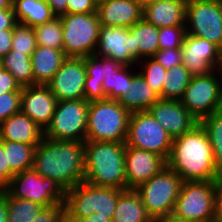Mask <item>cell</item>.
Returning <instances> with one entry per match:
<instances>
[{
  "label": "cell",
  "instance_id": "26",
  "mask_svg": "<svg viewBox=\"0 0 222 222\" xmlns=\"http://www.w3.org/2000/svg\"><path fill=\"white\" fill-rule=\"evenodd\" d=\"M160 96L148 85L142 75L137 72L130 82V89L119 99L120 104L130 113L146 111Z\"/></svg>",
  "mask_w": 222,
  "mask_h": 222
},
{
  "label": "cell",
  "instance_id": "2",
  "mask_svg": "<svg viewBox=\"0 0 222 222\" xmlns=\"http://www.w3.org/2000/svg\"><path fill=\"white\" fill-rule=\"evenodd\" d=\"M84 142L43 137L34 153L33 169L66 191L84 181Z\"/></svg>",
  "mask_w": 222,
  "mask_h": 222
},
{
  "label": "cell",
  "instance_id": "1",
  "mask_svg": "<svg viewBox=\"0 0 222 222\" xmlns=\"http://www.w3.org/2000/svg\"><path fill=\"white\" fill-rule=\"evenodd\" d=\"M167 167L183 180L222 181L206 130L199 123L191 131L173 139Z\"/></svg>",
  "mask_w": 222,
  "mask_h": 222
},
{
  "label": "cell",
  "instance_id": "19",
  "mask_svg": "<svg viewBox=\"0 0 222 222\" xmlns=\"http://www.w3.org/2000/svg\"><path fill=\"white\" fill-rule=\"evenodd\" d=\"M58 100L46 85L22 87L20 111L43 131L49 126Z\"/></svg>",
  "mask_w": 222,
  "mask_h": 222
},
{
  "label": "cell",
  "instance_id": "54",
  "mask_svg": "<svg viewBox=\"0 0 222 222\" xmlns=\"http://www.w3.org/2000/svg\"><path fill=\"white\" fill-rule=\"evenodd\" d=\"M138 1L141 3V5L143 7L145 5H150L152 3H156V2L161 1V0H138Z\"/></svg>",
  "mask_w": 222,
  "mask_h": 222
},
{
  "label": "cell",
  "instance_id": "44",
  "mask_svg": "<svg viewBox=\"0 0 222 222\" xmlns=\"http://www.w3.org/2000/svg\"><path fill=\"white\" fill-rule=\"evenodd\" d=\"M13 29L0 30V59L12 50Z\"/></svg>",
  "mask_w": 222,
  "mask_h": 222
},
{
  "label": "cell",
  "instance_id": "30",
  "mask_svg": "<svg viewBox=\"0 0 222 222\" xmlns=\"http://www.w3.org/2000/svg\"><path fill=\"white\" fill-rule=\"evenodd\" d=\"M0 67L9 71L21 87L35 85L31 56L11 50L0 59Z\"/></svg>",
  "mask_w": 222,
  "mask_h": 222
},
{
  "label": "cell",
  "instance_id": "27",
  "mask_svg": "<svg viewBox=\"0 0 222 222\" xmlns=\"http://www.w3.org/2000/svg\"><path fill=\"white\" fill-rule=\"evenodd\" d=\"M112 222H154L135 189H125L118 197Z\"/></svg>",
  "mask_w": 222,
  "mask_h": 222
},
{
  "label": "cell",
  "instance_id": "12",
  "mask_svg": "<svg viewBox=\"0 0 222 222\" xmlns=\"http://www.w3.org/2000/svg\"><path fill=\"white\" fill-rule=\"evenodd\" d=\"M7 192L15 198L31 200L44 207L65 202L66 190L55 180L45 178L34 169L15 174Z\"/></svg>",
  "mask_w": 222,
  "mask_h": 222
},
{
  "label": "cell",
  "instance_id": "14",
  "mask_svg": "<svg viewBox=\"0 0 222 222\" xmlns=\"http://www.w3.org/2000/svg\"><path fill=\"white\" fill-rule=\"evenodd\" d=\"M86 76L85 58L67 57L46 86L58 101L81 100Z\"/></svg>",
  "mask_w": 222,
  "mask_h": 222
},
{
  "label": "cell",
  "instance_id": "36",
  "mask_svg": "<svg viewBox=\"0 0 222 222\" xmlns=\"http://www.w3.org/2000/svg\"><path fill=\"white\" fill-rule=\"evenodd\" d=\"M137 63L141 66L138 72L162 99L163 80L167 70L152 57H146Z\"/></svg>",
  "mask_w": 222,
  "mask_h": 222
},
{
  "label": "cell",
  "instance_id": "15",
  "mask_svg": "<svg viewBox=\"0 0 222 222\" xmlns=\"http://www.w3.org/2000/svg\"><path fill=\"white\" fill-rule=\"evenodd\" d=\"M181 49L182 64L192 77L222 68L219 47L213 42L186 34Z\"/></svg>",
  "mask_w": 222,
  "mask_h": 222
},
{
  "label": "cell",
  "instance_id": "11",
  "mask_svg": "<svg viewBox=\"0 0 222 222\" xmlns=\"http://www.w3.org/2000/svg\"><path fill=\"white\" fill-rule=\"evenodd\" d=\"M89 102L61 100L57 102L51 123L44 137L52 140L86 141Z\"/></svg>",
  "mask_w": 222,
  "mask_h": 222
},
{
  "label": "cell",
  "instance_id": "45",
  "mask_svg": "<svg viewBox=\"0 0 222 222\" xmlns=\"http://www.w3.org/2000/svg\"><path fill=\"white\" fill-rule=\"evenodd\" d=\"M17 24L13 8L0 10V30L14 29Z\"/></svg>",
  "mask_w": 222,
  "mask_h": 222
},
{
  "label": "cell",
  "instance_id": "46",
  "mask_svg": "<svg viewBox=\"0 0 222 222\" xmlns=\"http://www.w3.org/2000/svg\"><path fill=\"white\" fill-rule=\"evenodd\" d=\"M0 175L8 183L13 177L14 173L10 170L9 165H6V152L3 151V144L0 141Z\"/></svg>",
  "mask_w": 222,
  "mask_h": 222
},
{
  "label": "cell",
  "instance_id": "51",
  "mask_svg": "<svg viewBox=\"0 0 222 222\" xmlns=\"http://www.w3.org/2000/svg\"><path fill=\"white\" fill-rule=\"evenodd\" d=\"M156 222H196V221L181 218V217H178L172 213L166 217H163V218L157 220Z\"/></svg>",
  "mask_w": 222,
  "mask_h": 222
},
{
  "label": "cell",
  "instance_id": "37",
  "mask_svg": "<svg viewBox=\"0 0 222 222\" xmlns=\"http://www.w3.org/2000/svg\"><path fill=\"white\" fill-rule=\"evenodd\" d=\"M36 48L37 42L33 27L17 23L13 29L12 50L31 56Z\"/></svg>",
  "mask_w": 222,
  "mask_h": 222
},
{
  "label": "cell",
  "instance_id": "55",
  "mask_svg": "<svg viewBox=\"0 0 222 222\" xmlns=\"http://www.w3.org/2000/svg\"><path fill=\"white\" fill-rule=\"evenodd\" d=\"M219 53H220V57H221V59H222V43H221V45H220V47H219Z\"/></svg>",
  "mask_w": 222,
  "mask_h": 222
},
{
  "label": "cell",
  "instance_id": "31",
  "mask_svg": "<svg viewBox=\"0 0 222 222\" xmlns=\"http://www.w3.org/2000/svg\"><path fill=\"white\" fill-rule=\"evenodd\" d=\"M191 78L192 76L183 64L167 70L165 80H163L162 99L179 100Z\"/></svg>",
  "mask_w": 222,
  "mask_h": 222
},
{
  "label": "cell",
  "instance_id": "13",
  "mask_svg": "<svg viewBox=\"0 0 222 222\" xmlns=\"http://www.w3.org/2000/svg\"><path fill=\"white\" fill-rule=\"evenodd\" d=\"M186 34L204 38L220 47L222 43L221 0H187Z\"/></svg>",
  "mask_w": 222,
  "mask_h": 222
},
{
  "label": "cell",
  "instance_id": "21",
  "mask_svg": "<svg viewBox=\"0 0 222 222\" xmlns=\"http://www.w3.org/2000/svg\"><path fill=\"white\" fill-rule=\"evenodd\" d=\"M123 65L113 59L94 55L85 57L86 79L84 85L87 102L107 99L103 90L104 79H108Z\"/></svg>",
  "mask_w": 222,
  "mask_h": 222
},
{
  "label": "cell",
  "instance_id": "7",
  "mask_svg": "<svg viewBox=\"0 0 222 222\" xmlns=\"http://www.w3.org/2000/svg\"><path fill=\"white\" fill-rule=\"evenodd\" d=\"M60 19L65 56L85 58L94 55L101 28L97 13L64 14Z\"/></svg>",
  "mask_w": 222,
  "mask_h": 222
},
{
  "label": "cell",
  "instance_id": "8",
  "mask_svg": "<svg viewBox=\"0 0 222 222\" xmlns=\"http://www.w3.org/2000/svg\"><path fill=\"white\" fill-rule=\"evenodd\" d=\"M221 182H183L173 214L196 222H213L216 194Z\"/></svg>",
  "mask_w": 222,
  "mask_h": 222
},
{
  "label": "cell",
  "instance_id": "22",
  "mask_svg": "<svg viewBox=\"0 0 222 222\" xmlns=\"http://www.w3.org/2000/svg\"><path fill=\"white\" fill-rule=\"evenodd\" d=\"M44 131L21 111L7 118L0 125V140L20 142L37 147Z\"/></svg>",
  "mask_w": 222,
  "mask_h": 222
},
{
  "label": "cell",
  "instance_id": "20",
  "mask_svg": "<svg viewBox=\"0 0 222 222\" xmlns=\"http://www.w3.org/2000/svg\"><path fill=\"white\" fill-rule=\"evenodd\" d=\"M97 15L101 26L130 28L142 19L143 7L138 0H104Z\"/></svg>",
  "mask_w": 222,
  "mask_h": 222
},
{
  "label": "cell",
  "instance_id": "39",
  "mask_svg": "<svg viewBox=\"0 0 222 222\" xmlns=\"http://www.w3.org/2000/svg\"><path fill=\"white\" fill-rule=\"evenodd\" d=\"M22 91H13L0 95V125L7 118L20 112Z\"/></svg>",
  "mask_w": 222,
  "mask_h": 222
},
{
  "label": "cell",
  "instance_id": "29",
  "mask_svg": "<svg viewBox=\"0 0 222 222\" xmlns=\"http://www.w3.org/2000/svg\"><path fill=\"white\" fill-rule=\"evenodd\" d=\"M0 141L3 144V151L6 152V165H9L14 174L33 169L35 146L14 141Z\"/></svg>",
  "mask_w": 222,
  "mask_h": 222
},
{
  "label": "cell",
  "instance_id": "42",
  "mask_svg": "<svg viewBox=\"0 0 222 222\" xmlns=\"http://www.w3.org/2000/svg\"><path fill=\"white\" fill-rule=\"evenodd\" d=\"M97 13L95 0H68L67 14Z\"/></svg>",
  "mask_w": 222,
  "mask_h": 222
},
{
  "label": "cell",
  "instance_id": "10",
  "mask_svg": "<svg viewBox=\"0 0 222 222\" xmlns=\"http://www.w3.org/2000/svg\"><path fill=\"white\" fill-rule=\"evenodd\" d=\"M172 143L173 138L148 110L130 114L126 146L147 150L167 161Z\"/></svg>",
  "mask_w": 222,
  "mask_h": 222
},
{
  "label": "cell",
  "instance_id": "16",
  "mask_svg": "<svg viewBox=\"0 0 222 222\" xmlns=\"http://www.w3.org/2000/svg\"><path fill=\"white\" fill-rule=\"evenodd\" d=\"M148 111L173 139L191 131L200 123L180 100L159 99Z\"/></svg>",
  "mask_w": 222,
  "mask_h": 222
},
{
  "label": "cell",
  "instance_id": "48",
  "mask_svg": "<svg viewBox=\"0 0 222 222\" xmlns=\"http://www.w3.org/2000/svg\"><path fill=\"white\" fill-rule=\"evenodd\" d=\"M64 222H112L107 216L98 215L97 212L85 218H64Z\"/></svg>",
  "mask_w": 222,
  "mask_h": 222
},
{
  "label": "cell",
  "instance_id": "25",
  "mask_svg": "<svg viewBox=\"0 0 222 222\" xmlns=\"http://www.w3.org/2000/svg\"><path fill=\"white\" fill-rule=\"evenodd\" d=\"M159 28L143 18L132 26V57L138 62L159 50Z\"/></svg>",
  "mask_w": 222,
  "mask_h": 222
},
{
  "label": "cell",
  "instance_id": "6",
  "mask_svg": "<svg viewBox=\"0 0 222 222\" xmlns=\"http://www.w3.org/2000/svg\"><path fill=\"white\" fill-rule=\"evenodd\" d=\"M183 180L167 166L135 188L154 222L173 213Z\"/></svg>",
  "mask_w": 222,
  "mask_h": 222
},
{
  "label": "cell",
  "instance_id": "41",
  "mask_svg": "<svg viewBox=\"0 0 222 222\" xmlns=\"http://www.w3.org/2000/svg\"><path fill=\"white\" fill-rule=\"evenodd\" d=\"M65 205L59 203L44 207L42 211L31 222H64Z\"/></svg>",
  "mask_w": 222,
  "mask_h": 222
},
{
  "label": "cell",
  "instance_id": "18",
  "mask_svg": "<svg viewBox=\"0 0 222 222\" xmlns=\"http://www.w3.org/2000/svg\"><path fill=\"white\" fill-rule=\"evenodd\" d=\"M95 55L113 59L125 66L137 65L132 57V26H101Z\"/></svg>",
  "mask_w": 222,
  "mask_h": 222
},
{
  "label": "cell",
  "instance_id": "33",
  "mask_svg": "<svg viewBox=\"0 0 222 222\" xmlns=\"http://www.w3.org/2000/svg\"><path fill=\"white\" fill-rule=\"evenodd\" d=\"M133 66L123 65L108 79H104L103 90L107 99L119 100L126 95L130 89V82L133 76L138 72ZM135 70V71H131Z\"/></svg>",
  "mask_w": 222,
  "mask_h": 222
},
{
  "label": "cell",
  "instance_id": "4",
  "mask_svg": "<svg viewBox=\"0 0 222 222\" xmlns=\"http://www.w3.org/2000/svg\"><path fill=\"white\" fill-rule=\"evenodd\" d=\"M130 114L119 100L89 102L86 141L125 142Z\"/></svg>",
  "mask_w": 222,
  "mask_h": 222
},
{
  "label": "cell",
  "instance_id": "35",
  "mask_svg": "<svg viewBox=\"0 0 222 222\" xmlns=\"http://www.w3.org/2000/svg\"><path fill=\"white\" fill-rule=\"evenodd\" d=\"M37 46L63 49V28L60 17L33 27Z\"/></svg>",
  "mask_w": 222,
  "mask_h": 222
},
{
  "label": "cell",
  "instance_id": "49",
  "mask_svg": "<svg viewBox=\"0 0 222 222\" xmlns=\"http://www.w3.org/2000/svg\"><path fill=\"white\" fill-rule=\"evenodd\" d=\"M213 222H222V182L219 184L215 200V217Z\"/></svg>",
  "mask_w": 222,
  "mask_h": 222
},
{
  "label": "cell",
  "instance_id": "24",
  "mask_svg": "<svg viewBox=\"0 0 222 222\" xmlns=\"http://www.w3.org/2000/svg\"><path fill=\"white\" fill-rule=\"evenodd\" d=\"M66 58L63 49L37 46L31 55L35 85H47Z\"/></svg>",
  "mask_w": 222,
  "mask_h": 222
},
{
  "label": "cell",
  "instance_id": "38",
  "mask_svg": "<svg viewBox=\"0 0 222 222\" xmlns=\"http://www.w3.org/2000/svg\"><path fill=\"white\" fill-rule=\"evenodd\" d=\"M185 35V26H166L159 28V50L181 48Z\"/></svg>",
  "mask_w": 222,
  "mask_h": 222
},
{
  "label": "cell",
  "instance_id": "3",
  "mask_svg": "<svg viewBox=\"0 0 222 222\" xmlns=\"http://www.w3.org/2000/svg\"><path fill=\"white\" fill-rule=\"evenodd\" d=\"M84 181L125 190V142L85 141Z\"/></svg>",
  "mask_w": 222,
  "mask_h": 222
},
{
  "label": "cell",
  "instance_id": "47",
  "mask_svg": "<svg viewBox=\"0 0 222 222\" xmlns=\"http://www.w3.org/2000/svg\"><path fill=\"white\" fill-rule=\"evenodd\" d=\"M67 1L68 0H45L56 17L67 14Z\"/></svg>",
  "mask_w": 222,
  "mask_h": 222
},
{
  "label": "cell",
  "instance_id": "5",
  "mask_svg": "<svg viewBox=\"0 0 222 222\" xmlns=\"http://www.w3.org/2000/svg\"><path fill=\"white\" fill-rule=\"evenodd\" d=\"M123 190L95 186L86 181L66 191L64 218H85L97 212L112 220Z\"/></svg>",
  "mask_w": 222,
  "mask_h": 222
},
{
  "label": "cell",
  "instance_id": "34",
  "mask_svg": "<svg viewBox=\"0 0 222 222\" xmlns=\"http://www.w3.org/2000/svg\"><path fill=\"white\" fill-rule=\"evenodd\" d=\"M43 208L36 202L12 197L7 192V222H31Z\"/></svg>",
  "mask_w": 222,
  "mask_h": 222
},
{
  "label": "cell",
  "instance_id": "17",
  "mask_svg": "<svg viewBox=\"0 0 222 222\" xmlns=\"http://www.w3.org/2000/svg\"><path fill=\"white\" fill-rule=\"evenodd\" d=\"M166 166L167 162L161 156L144 149L126 146V189H135L154 175L159 174Z\"/></svg>",
  "mask_w": 222,
  "mask_h": 222
},
{
  "label": "cell",
  "instance_id": "43",
  "mask_svg": "<svg viewBox=\"0 0 222 222\" xmlns=\"http://www.w3.org/2000/svg\"><path fill=\"white\" fill-rule=\"evenodd\" d=\"M13 91H22V87L9 71L0 67V95Z\"/></svg>",
  "mask_w": 222,
  "mask_h": 222
},
{
  "label": "cell",
  "instance_id": "40",
  "mask_svg": "<svg viewBox=\"0 0 222 222\" xmlns=\"http://www.w3.org/2000/svg\"><path fill=\"white\" fill-rule=\"evenodd\" d=\"M159 64H161L166 70L171 69L174 66L182 64V49H162L158 50L153 56Z\"/></svg>",
  "mask_w": 222,
  "mask_h": 222
},
{
  "label": "cell",
  "instance_id": "9",
  "mask_svg": "<svg viewBox=\"0 0 222 222\" xmlns=\"http://www.w3.org/2000/svg\"><path fill=\"white\" fill-rule=\"evenodd\" d=\"M221 74L222 68L213 70L207 75L192 77L182 97L179 99L182 105L186 107L199 122L213 114L219 108H222Z\"/></svg>",
  "mask_w": 222,
  "mask_h": 222
},
{
  "label": "cell",
  "instance_id": "56",
  "mask_svg": "<svg viewBox=\"0 0 222 222\" xmlns=\"http://www.w3.org/2000/svg\"><path fill=\"white\" fill-rule=\"evenodd\" d=\"M97 3L101 2V1H104V0H95Z\"/></svg>",
  "mask_w": 222,
  "mask_h": 222
},
{
  "label": "cell",
  "instance_id": "50",
  "mask_svg": "<svg viewBox=\"0 0 222 222\" xmlns=\"http://www.w3.org/2000/svg\"><path fill=\"white\" fill-rule=\"evenodd\" d=\"M0 222H7V192L0 195Z\"/></svg>",
  "mask_w": 222,
  "mask_h": 222
},
{
  "label": "cell",
  "instance_id": "32",
  "mask_svg": "<svg viewBox=\"0 0 222 222\" xmlns=\"http://www.w3.org/2000/svg\"><path fill=\"white\" fill-rule=\"evenodd\" d=\"M200 124L207 132L215 164L222 173V108L202 119Z\"/></svg>",
  "mask_w": 222,
  "mask_h": 222
},
{
  "label": "cell",
  "instance_id": "52",
  "mask_svg": "<svg viewBox=\"0 0 222 222\" xmlns=\"http://www.w3.org/2000/svg\"><path fill=\"white\" fill-rule=\"evenodd\" d=\"M8 183L0 175V195H4L7 192Z\"/></svg>",
  "mask_w": 222,
  "mask_h": 222
},
{
  "label": "cell",
  "instance_id": "23",
  "mask_svg": "<svg viewBox=\"0 0 222 222\" xmlns=\"http://www.w3.org/2000/svg\"><path fill=\"white\" fill-rule=\"evenodd\" d=\"M187 0H161L143 6L142 18L158 28L185 26Z\"/></svg>",
  "mask_w": 222,
  "mask_h": 222
},
{
  "label": "cell",
  "instance_id": "28",
  "mask_svg": "<svg viewBox=\"0 0 222 222\" xmlns=\"http://www.w3.org/2000/svg\"><path fill=\"white\" fill-rule=\"evenodd\" d=\"M17 23L35 27L56 17L45 0H12Z\"/></svg>",
  "mask_w": 222,
  "mask_h": 222
},
{
  "label": "cell",
  "instance_id": "53",
  "mask_svg": "<svg viewBox=\"0 0 222 222\" xmlns=\"http://www.w3.org/2000/svg\"><path fill=\"white\" fill-rule=\"evenodd\" d=\"M12 8V0H0V10Z\"/></svg>",
  "mask_w": 222,
  "mask_h": 222
}]
</instances>
